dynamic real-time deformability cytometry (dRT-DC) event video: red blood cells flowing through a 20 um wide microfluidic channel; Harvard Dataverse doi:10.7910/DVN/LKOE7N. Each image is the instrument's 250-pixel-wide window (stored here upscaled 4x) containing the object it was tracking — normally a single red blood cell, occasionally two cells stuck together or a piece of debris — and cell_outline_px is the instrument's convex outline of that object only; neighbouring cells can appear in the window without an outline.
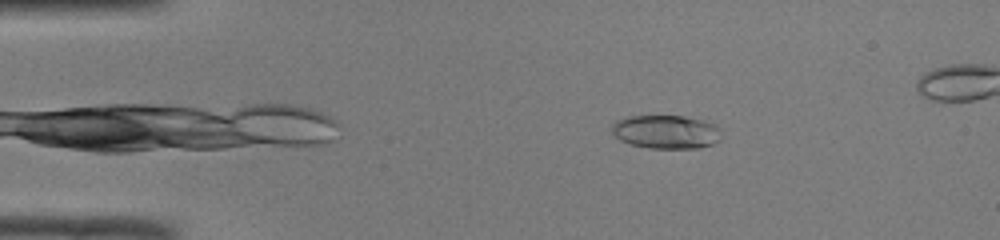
{"species": "common noctule bat (a hibernating species)", "species_latin": "Nyctalus noctula", "temperature_condition": "room temperature", "stored_images_in_passage": 42, "camera_frame_rate_fps": 3000, "um_per_image_px": 0.085, "animal": {"sex": "male", "body_mass_g": 19.0, "forearm_length_mm": 50.8}, "frame": {"image": 1, "passage_image": 3, "time_ms": 0.667, "image_size_px": [1000, 240], "cell_outline_px": [[720, 140], [712, 144], [700, 148], [648, 148], [632, 144], [620, 140], [612, 132], [612, 124], [616, 120], [628, 116], [684, 116], [704, 120], [720, 128]], "centroid_in_image_um": [56.62, 11.2], "position_along_channel_um": 28.4, "area_um2": 21.44}}
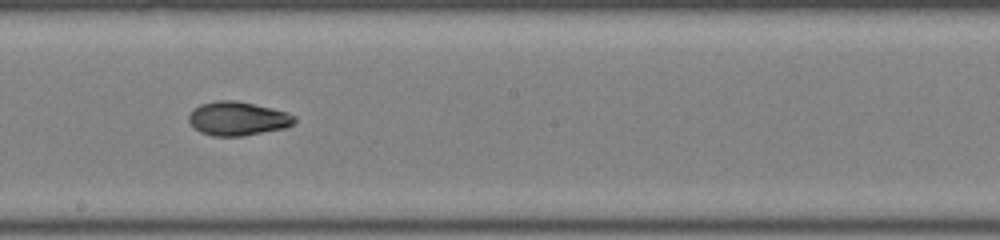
{"frame": {"image": 2, "passage_image": 22, "time_ms": 7.0, "image_size_px": [1000, 240], "cell_outline_px": [[296, 120], [292, 124], [284, 128], [244, 136], [212, 136], [200, 132], [188, 120], [188, 116], [200, 104], [216, 100], [236, 100], [272, 108], [288, 112], [296, 116]], "centroid_in_image_um": [20.22, 10.08], "position_along_channel_um": 228.0, "area_um2": 20.81}}
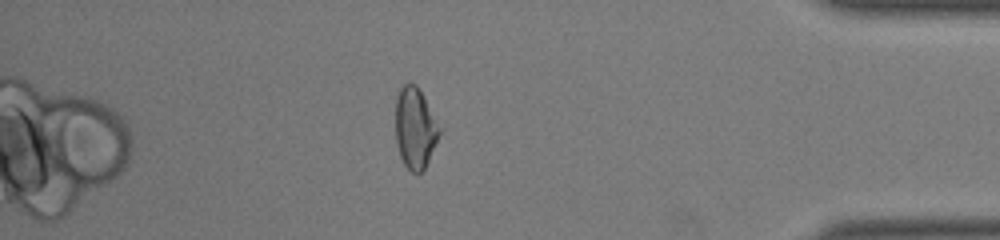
{"frame": {"image": 3, "passage_image": 37, "time_ms": 12.0, "image_size_px": [1000, 240], "cell_outline_px": [[444, 128], [424, 168], [420, 172], [412, 172], [404, 164], [400, 156], [396, 140], [396, 96], [400, 88], [404, 84], [416, 84]], "centroid_in_image_um": [35.33, 10.86], "position_along_channel_um": 399.9, "area_um2": 20.98}}